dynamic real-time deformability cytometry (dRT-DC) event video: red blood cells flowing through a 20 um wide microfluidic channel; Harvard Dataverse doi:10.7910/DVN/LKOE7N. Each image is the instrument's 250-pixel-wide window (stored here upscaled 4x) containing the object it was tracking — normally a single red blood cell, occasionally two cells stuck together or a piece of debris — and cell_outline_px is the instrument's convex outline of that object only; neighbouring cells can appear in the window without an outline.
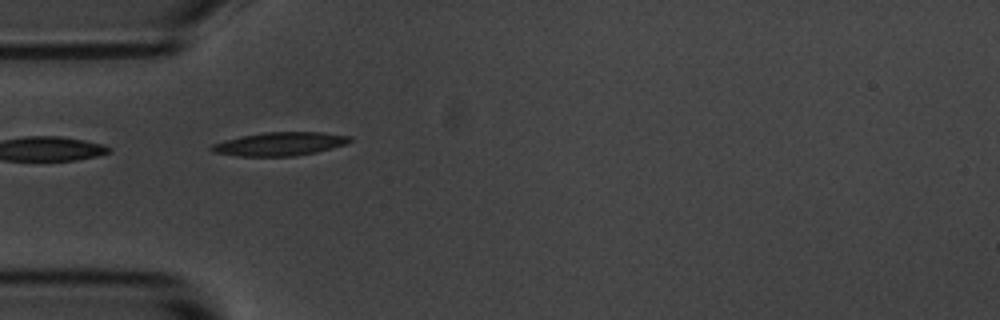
{"species": "common noctule bat (a hibernating species)", "species_latin": "Nyctalus noctula", "temperature_condition": "room temperature", "stored_images_in_passage": 8, "camera_frame_rate_fps": 3000, "um_per_image_px": 0.085, "animal": {"sex": "male", "body_mass_g": 20.1, "forearm_length_mm": 53.5}, "frame": {"image": 1, "passage_image": 2, "time_ms": 1.0, "image_size_px": [1000, 320], "cell_outline_px": [[352, 140], [344, 144], [332, 148], [316, 152], [296, 156], [236, 156], [212, 152], [208, 148], [212, 144], [224, 140], [240, 136], [264, 132], [324, 132], [352, 136]], "centroid_in_image_um": [23.75, 12.23], "position_along_channel_um": 61.2, "area_um2": 19.07}}
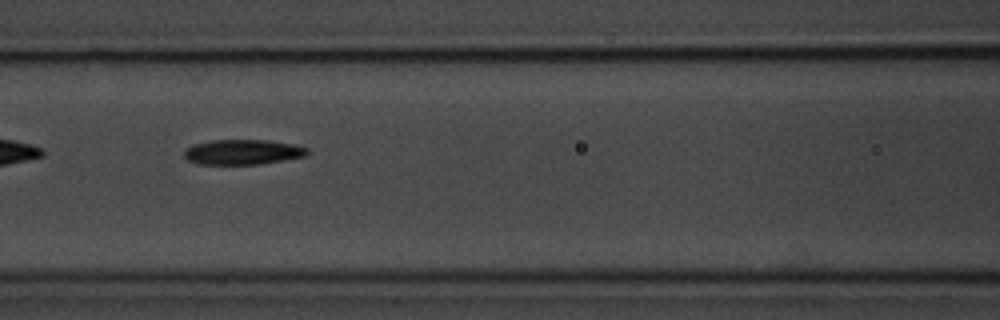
{"frame": {"image": 2, "passage_image": 4, "time_ms": 3.333, "image_size_px": [1000, 320], "cell_outline_px": [[308, 152], [304, 156], [256, 164], [196, 164], [188, 160], [184, 156], [184, 148], [192, 144], [212, 140], [268, 140], [292, 144], [308, 148]], "centroid_in_image_um": [20.55, 12.91], "position_along_channel_um": 146.1, "area_um2": 17.86}}
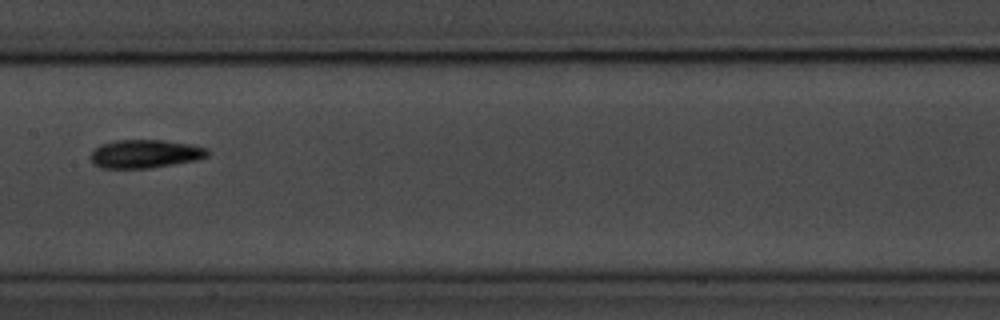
{"frame": {"image": 3, "passage_image": 5, "time_ms": 4.667, "image_size_px": [1000, 320], "cell_outline_px": [[208, 156], [196, 160], [148, 168], [100, 168], [92, 164], [88, 156], [100, 144], [112, 140], [164, 140], [192, 144], [208, 148]], "centroid_in_image_um": [12.29, 13.07], "position_along_channel_um": 195.1, "area_um2": 19.54}}